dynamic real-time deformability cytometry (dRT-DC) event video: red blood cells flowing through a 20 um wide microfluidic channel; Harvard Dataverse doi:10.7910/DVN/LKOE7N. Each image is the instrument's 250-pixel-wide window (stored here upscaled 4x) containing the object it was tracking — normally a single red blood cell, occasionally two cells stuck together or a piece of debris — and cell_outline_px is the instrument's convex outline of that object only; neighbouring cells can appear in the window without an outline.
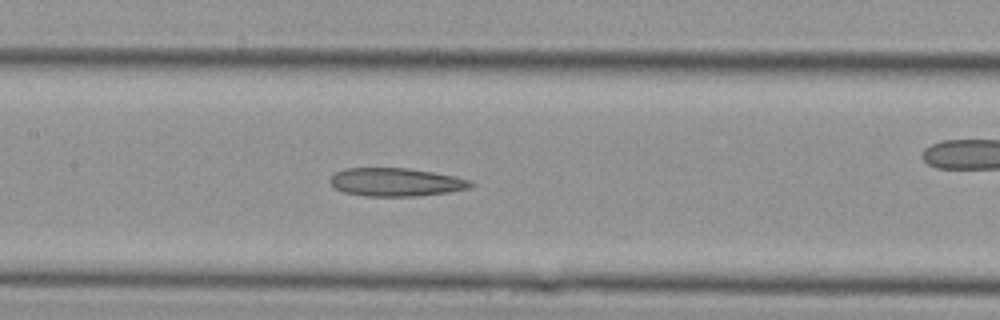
{"species": "Egyptian fruit bat (a non-hibernating species)", "species_latin": "Rousettus aegyptiacus", "temperature_condition": "cold", "stored_images_in_passage": 30, "camera_frame_rate_fps": 3000, "um_per_image_px": 0.085, "animal": {"sex": "female"}, "frame": {"image": 1, "passage_image": 13, "time_ms": 4.0, "image_size_px": [1000, 320], "cell_outline_px": [[476, 184], [468, 188], [448, 192], [416, 196], [364, 196], [344, 192], [336, 188], [328, 180], [336, 172], [344, 168], [408, 168], [432, 172], [472, 180]], "centroid_in_image_um": [33.65, 15.48], "position_along_channel_um": 173.8, "area_um2": 23.06}}
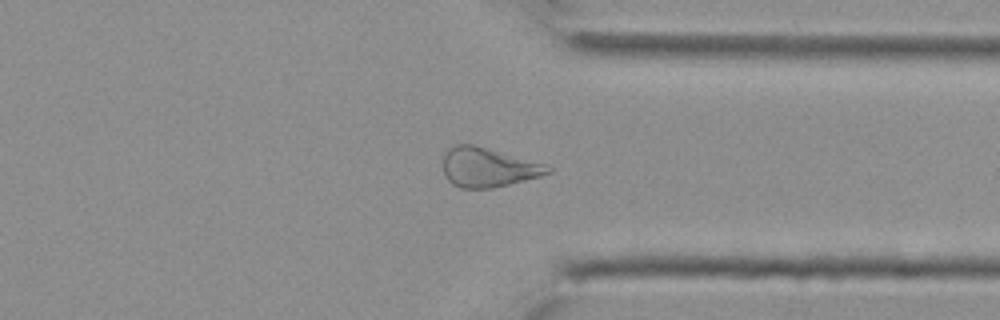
{"frame": {"image": 2, "passage_image": 22, "time_ms": 7.0, "image_size_px": [1000, 320], "cell_outline_px": [[556, 168], [552, 172], [540, 176], [492, 188], [460, 188], [452, 184], [444, 176], [444, 156], [448, 148], [452, 144], [472, 144], [544, 164]], "centroid_in_image_um": [41.47, 14.23], "position_along_channel_um": 369.9, "area_um2": 23.81}}